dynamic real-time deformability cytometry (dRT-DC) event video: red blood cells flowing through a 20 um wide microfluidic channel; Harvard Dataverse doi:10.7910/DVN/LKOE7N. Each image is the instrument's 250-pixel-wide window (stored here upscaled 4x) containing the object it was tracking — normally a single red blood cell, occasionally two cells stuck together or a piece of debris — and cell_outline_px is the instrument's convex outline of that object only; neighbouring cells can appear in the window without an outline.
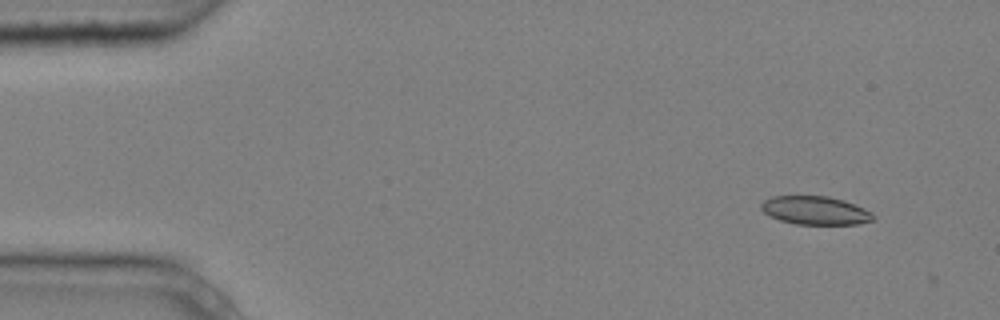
{"species": "common noctule bat (a hibernating species)", "species_latin": "Nyctalus noctula", "temperature_condition": "cold", "stored_images_in_passage": 2, "camera_frame_rate_fps": 3000, "um_per_image_px": 0.085, "animal": {"sex": "male", "body_mass_g": 20.4}, "frame": {"image": 1, "passage_image": 1, "time_ms": 0.0, "image_size_px": [1000, 320], "cell_outline_px": [[876, 220], [856, 224], [796, 224], [780, 220], [764, 212], [760, 208], [760, 204], [764, 200], [772, 196], [828, 196], [844, 200], [864, 208], [872, 212], [876, 216]], "centroid_in_image_um": [69.33, 17.88], "position_along_channel_um": 15.7, "area_um2": 18.61}}